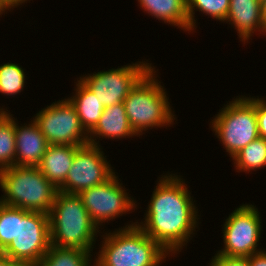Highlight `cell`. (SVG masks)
I'll return each instance as SVG.
<instances>
[{
  "label": "cell",
  "instance_id": "cell-1",
  "mask_svg": "<svg viewBox=\"0 0 266 266\" xmlns=\"http://www.w3.org/2000/svg\"><path fill=\"white\" fill-rule=\"evenodd\" d=\"M181 177L177 173L159 177L144 220L136 222L171 256L179 254L183 246H187L199 224L195 200Z\"/></svg>",
  "mask_w": 266,
  "mask_h": 266
},
{
  "label": "cell",
  "instance_id": "cell-2",
  "mask_svg": "<svg viewBox=\"0 0 266 266\" xmlns=\"http://www.w3.org/2000/svg\"><path fill=\"white\" fill-rule=\"evenodd\" d=\"M101 237L94 266H160L170 256L133 221Z\"/></svg>",
  "mask_w": 266,
  "mask_h": 266
},
{
  "label": "cell",
  "instance_id": "cell-3",
  "mask_svg": "<svg viewBox=\"0 0 266 266\" xmlns=\"http://www.w3.org/2000/svg\"><path fill=\"white\" fill-rule=\"evenodd\" d=\"M49 216L51 245L93 251L99 228L78 194L57 191Z\"/></svg>",
  "mask_w": 266,
  "mask_h": 266
},
{
  "label": "cell",
  "instance_id": "cell-4",
  "mask_svg": "<svg viewBox=\"0 0 266 266\" xmlns=\"http://www.w3.org/2000/svg\"><path fill=\"white\" fill-rule=\"evenodd\" d=\"M155 69L153 66L137 82L123 102L129 123L138 136L155 127H170L177 119L171 109L167 91L161 85L162 82L156 79Z\"/></svg>",
  "mask_w": 266,
  "mask_h": 266
},
{
  "label": "cell",
  "instance_id": "cell-5",
  "mask_svg": "<svg viewBox=\"0 0 266 266\" xmlns=\"http://www.w3.org/2000/svg\"><path fill=\"white\" fill-rule=\"evenodd\" d=\"M0 202L27 211L48 214L58 189L38 169L30 166H10L0 169Z\"/></svg>",
  "mask_w": 266,
  "mask_h": 266
},
{
  "label": "cell",
  "instance_id": "cell-6",
  "mask_svg": "<svg viewBox=\"0 0 266 266\" xmlns=\"http://www.w3.org/2000/svg\"><path fill=\"white\" fill-rule=\"evenodd\" d=\"M215 136L234 157L242 148L259 137L255 98L241 96L227 102L210 121Z\"/></svg>",
  "mask_w": 266,
  "mask_h": 266
},
{
  "label": "cell",
  "instance_id": "cell-7",
  "mask_svg": "<svg viewBox=\"0 0 266 266\" xmlns=\"http://www.w3.org/2000/svg\"><path fill=\"white\" fill-rule=\"evenodd\" d=\"M50 246L48 214L17 208V235L1 253L24 266H35Z\"/></svg>",
  "mask_w": 266,
  "mask_h": 266
},
{
  "label": "cell",
  "instance_id": "cell-8",
  "mask_svg": "<svg viewBox=\"0 0 266 266\" xmlns=\"http://www.w3.org/2000/svg\"><path fill=\"white\" fill-rule=\"evenodd\" d=\"M258 208L252 204L237 207L223 224L224 247L216 254L228 257H249L265 249H258L262 221Z\"/></svg>",
  "mask_w": 266,
  "mask_h": 266
},
{
  "label": "cell",
  "instance_id": "cell-9",
  "mask_svg": "<svg viewBox=\"0 0 266 266\" xmlns=\"http://www.w3.org/2000/svg\"><path fill=\"white\" fill-rule=\"evenodd\" d=\"M33 119L49 145L89 144V134L81 125L74 106L66 98L47 105L37 112Z\"/></svg>",
  "mask_w": 266,
  "mask_h": 266
},
{
  "label": "cell",
  "instance_id": "cell-10",
  "mask_svg": "<svg viewBox=\"0 0 266 266\" xmlns=\"http://www.w3.org/2000/svg\"><path fill=\"white\" fill-rule=\"evenodd\" d=\"M119 180L118 175L114 173L104 183L84 189L78 194L91 220L99 229L105 222L114 221L116 217L130 214L133 210L135 212L138 206L137 201L131 198Z\"/></svg>",
  "mask_w": 266,
  "mask_h": 266
},
{
  "label": "cell",
  "instance_id": "cell-11",
  "mask_svg": "<svg viewBox=\"0 0 266 266\" xmlns=\"http://www.w3.org/2000/svg\"><path fill=\"white\" fill-rule=\"evenodd\" d=\"M145 62V63H144ZM152 63L137 61L117 69L94 72L80 79L104 107L124 102L130 90L153 67Z\"/></svg>",
  "mask_w": 266,
  "mask_h": 266
},
{
  "label": "cell",
  "instance_id": "cell-12",
  "mask_svg": "<svg viewBox=\"0 0 266 266\" xmlns=\"http://www.w3.org/2000/svg\"><path fill=\"white\" fill-rule=\"evenodd\" d=\"M100 146H80L74 156L64 184L58 189L68 194H79L82 190L95 187L116 173Z\"/></svg>",
  "mask_w": 266,
  "mask_h": 266
},
{
  "label": "cell",
  "instance_id": "cell-13",
  "mask_svg": "<svg viewBox=\"0 0 266 266\" xmlns=\"http://www.w3.org/2000/svg\"><path fill=\"white\" fill-rule=\"evenodd\" d=\"M225 22L236 30L243 44L252 40L254 33L266 35L260 0H230Z\"/></svg>",
  "mask_w": 266,
  "mask_h": 266
},
{
  "label": "cell",
  "instance_id": "cell-14",
  "mask_svg": "<svg viewBox=\"0 0 266 266\" xmlns=\"http://www.w3.org/2000/svg\"><path fill=\"white\" fill-rule=\"evenodd\" d=\"M16 166L37 167L48 148V142L33 119L22 126L15 119Z\"/></svg>",
  "mask_w": 266,
  "mask_h": 266
},
{
  "label": "cell",
  "instance_id": "cell-15",
  "mask_svg": "<svg viewBox=\"0 0 266 266\" xmlns=\"http://www.w3.org/2000/svg\"><path fill=\"white\" fill-rule=\"evenodd\" d=\"M139 137L131 127L124 104L119 103L104 107V111L95 128L89 133V144L100 146L97 139L106 138L119 140L121 138ZM99 137V138H98Z\"/></svg>",
  "mask_w": 266,
  "mask_h": 266
},
{
  "label": "cell",
  "instance_id": "cell-16",
  "mask_svg": "<svg viewBox=\"0 0 266 266\" xmlns=\"http://www.w3.org/2000/svg\"><path fill=\"white\" fill-rule=\"evenodd\" d=\"M79 147L74 145H48L37 167L56 189L64 184Z\"/></svg>",
  "mask_w": 266,
  "mask_h": 266
},
{
  "label": "cell",
  "instance_id": "cell-17",
  "mask_svg": "<svg viewBox=\"0 0 266 266\" xmlns=\"http://www.w3.org/2000/svg\"><path fill=\"white\" fill-rule=\"evenodd\" d=\"M140 7L146 14L154 16L159 21L171 26H178L185 32H190L187 13V0H138Z\"/></svg>",
  "mask_w": 266,
  "mask_h": 266
},
{
  "label": "cell",
  "instance_id": "cell-18",
  "mask_svg": "<svg viewBox=\"0 0 266 266\" xmlns=\"http://www.w3.org/2000/svg\"><path fill=\"white\" fill-rule=\"evenodd\" d=\"M74 95L67 99L74 106L81 125L89 134L99 122L104 106L95 94L78 78L75 82Z\"/></svg>",
  "mask_w": 266,
  "mask_h": 266
},
{
  "label": "cell",
  "instance_id": "cell-19",
  "mask_svg": "<svg viewBox=\"0 0 266 266\" xmlns=\"http://www.w3.org/2000/svg\"><path fill=\"white\" fill-rule=\"evenodd\" d=\"M92 252L51 245L46 254L35 266H94Z\"/></svg>",
  "mask_w": 266,
  "mask_h": 266
},
{
  "label": "cell",
  "instance_id": "cell-20",
  "mask_svg": "<svg viewBox=\"0 0 266 266\" xmlns=\"http://www.w3.org/2000/svg\"><path fill=\"white\" fill-rule=\"evenodd\" d=\"M16 165L15 118L0 108V169Z\"/></svg>",
  "mask_w": 266,
  "mask_h": 266
},
{
  "label": "cell",
  "instance_id": "cell-21",
  "mask_svg": "<svg viewBox=\"0 0 266 266\" xmlns=\"http://www.w3.org/2000/svg\"><path fill=\"white\" fill-rule=\"evenodd\" d=\"M238 172L257 171L266 167V139L256 138L232 157Z\"/></svg>",
  "mask_w": 266,
  "mask_h": 266
},
{
  "label": "cell",
  "instance_id": "cell-22",
  "mask_svg": "<svg viewBox=\"0 0 266 266\" xmlns=\"http://www.w3.org/2000/svg\"><path fill=\"white\" fill-rule=\"evenodd\" d=\"M230 0H187L190 33L196 29L195 11L225 23Z\"/></svg>",
  "mask_w": 266,
  "mask_h": 266
},
{
  "label": "cell",
  "instance_id": "cell-23",
  "mask_svg": "<svg viewBox=\"0 0 266 266\" xmlns=\"http://www.w3.org/2000/svg\"><path fill=\"white\" fill-rule=\"evenodd\" d=\"M25 70L17 63H4L0 65V93L13 96L20 94L25 86Z\"/></svg>",
  "mask_w": 266,
  "mask_h": 266
},
{
  "label": "cell",
  "instance_id": "cell-24",
  "mask_svg": "<svg viewBox=\"0 0 266 266\" xmlns=\"http://www.w3.org/2000/svg\"><path fill=\"white\" fill-rule=\"evenodd\" d=\"M17 235V208L0 202V252H2Z\"/></svg>",
  "mask_w": 266,
  "mask_h": 266
},
{
  "label": "cell",
  "instance_id": "cell-25",
  "mask_svg": "<svg viewBox=\"0 0 266 266\" xmlns=\"http://www.w3.org/2000/svg\"><path fill=\"white\" fill-rule=\"evenodd\" d=\"M255 97V112L257 115L259 137L266 139V100Z\"/></svg>",
  "mask_w": 266,
  "mask_h": 266
},
{
  "label": "cell",
  "instance_id": "cell-26",
  "mask_svg": "<svg viewBox=\"0 0 266 266\" xmlns=\"http://www.w3.org/2000/svg\"><path fill=\"white\" fill-rule=\"evenodd\" d=\"M210 266H250L248 257H228L215 254Z\"/></svg>",
  "mask_w": 266,
  "mask_h": 266
},
{
  "label": "cell",
  "instance_id": "cell-27",
  "mask_svg": "<svg viewBox=\"0 0 266 266\" xmlns=\"http://www.w3.org/2000/svg\"><path fill=\"white\" fill-rule=\"evenodd\" d=\"M250 266H266V251L254 253L248 257Z\"/></svg>",
  "mask_w": 266,
  "mask_h": 266
},
{
  "label": "cell",
  "instance_id": "cell-28",
  "mask_svg": "<svg viewBox=\"0 0 266 266\" xmlns=\"http://www.w3.org/2000/svg\"><path fill=\"white\" fill-rule=\"evenodd\" d=\"M0 266H24L21 263L11 260L0 252Z\"/></svg>",
  "mask_w": 266,
  "mask_h": 266
},
{
  "label": "cell",
  "instance_id": "cell-29",
  "mask_svg": "<svg viewBox=\"0 0 266 266\" xmlns=\"http://www.w3.org/2000/svg\"><path fill=\"white\" fill-rule=\"evenodd\" d=\"M12 9L16 8L22 4L27 3L29 0H4Z\"/></svg>",
  "mask_w": 266,
  "mask_h": 266
},
{
  "label": "cell",
  "instance_id": "cell-30",
  "mask_svg": "<svg viewBox=\"0 0 266 266\" xmlns=\"http://www.w3.org/2000/svg\"><path fill=\"white\" fill-rule=\"evenodd\" d=\"M6 10L11 11L12 8L4 0H0V16L7 13Z\"/></svg>",
  "mask_w": 266,
  "mask_h": 266
},
{
  "label": "cell",
  "instance_id": "cell-31",
  "mask_svg": "<svg viewBox=\"0 0 266 266\" xmlns=\"http://www.w3.org/2000/svg\"><path fill=\"white\" fill-rule=\"evenodd\" d=\"M261 5H262V18L264 21V25L266 27V0H262Z\"/></svg>",
  "mask_w": 266,
  "mask_h": 266
}]
</instances>
